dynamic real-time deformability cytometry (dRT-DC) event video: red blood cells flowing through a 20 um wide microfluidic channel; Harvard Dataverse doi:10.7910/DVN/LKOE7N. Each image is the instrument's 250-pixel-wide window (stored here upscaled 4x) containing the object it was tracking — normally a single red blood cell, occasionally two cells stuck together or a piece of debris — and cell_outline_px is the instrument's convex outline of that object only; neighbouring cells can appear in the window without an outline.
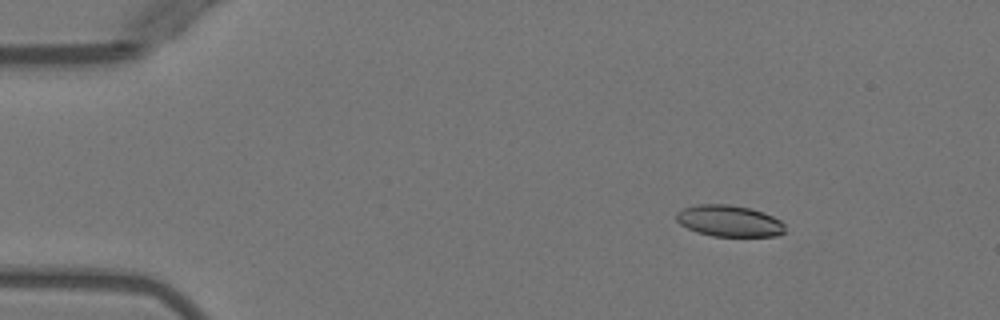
{"species": "Egyptian fruit bat (a non-hibernating species)", "species_latin": "Rousettus aegyptiacus", "temperature_condition": "warm", "stored_images_in_passage": 3, "camera_frame_rate_fps": 3000, "um_per_image_px": 0.085, "animal": {"sex": "female"}, "frame": {"image": 1, "passage_image": 1, "time_ms": 0.0, "image_size_px": [1000, 320], "cell_outline_px": [[784, 232], [776, 236], [712, 236], [696, 232], [680, 224], [676, 220], [676, 212], [684, 208], [696, 204], [728, 204], [752, 208], [764, 212], [780, 220], [784, 224]], "centroid_in_image_um": [61.97, 18.77], "position_along_channel_um": 23.0, "area_um2": 20.0}}
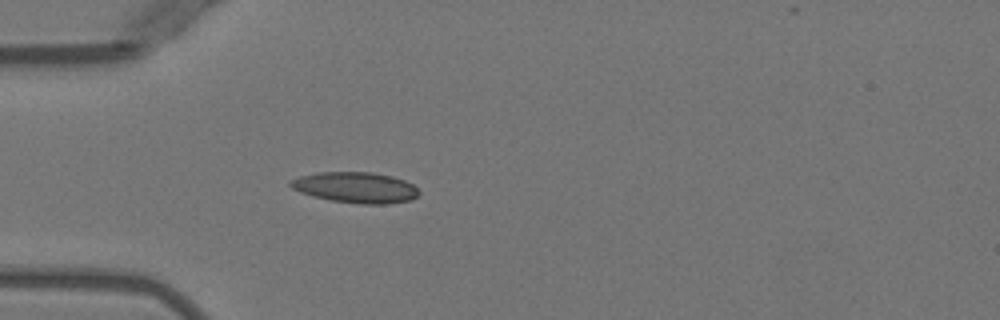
{"frame": {"image": 2, "passage_image": 3, "time_ms": 2.667, "image_size_px": [1000, 320], "cell_outline_px": [[420, 192], [412, 200], [388, 204], [360, 204], [332, 200], [312, 196], [300, 192], [292, 188], [288, 184], [292, 180], [300, 176], [316, 172], [372, 172], [392, 176], [404, 180], [412, 184]], "centroid_in_image_um": [30.23, 15.93], "position_along_channel_um": 54.8, "area_um2": 23.06}}